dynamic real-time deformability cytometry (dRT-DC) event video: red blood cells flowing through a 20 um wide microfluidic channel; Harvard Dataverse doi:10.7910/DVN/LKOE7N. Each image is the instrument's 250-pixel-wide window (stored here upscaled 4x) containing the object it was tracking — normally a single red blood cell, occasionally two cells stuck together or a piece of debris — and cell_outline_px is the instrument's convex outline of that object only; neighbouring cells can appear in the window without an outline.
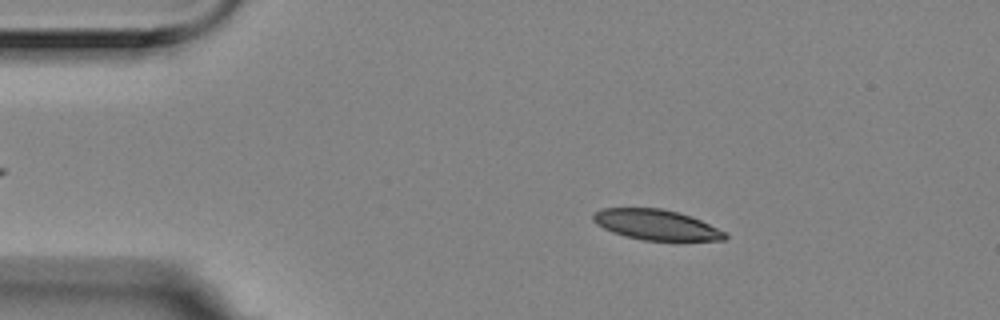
{"species": "Egyptian fruit bat (a non-hibernating species)", "species_latin": "Rousettus aegyptiacus", "temperature_condition": "room temperature", "stored_images_in_passage": 13, "segment_of_instrument_passage": [1, 3], "camera_frame_rate_fps": 3000, "um_per_image_px": 0.085, "animal": {"sex": "female"}, "frame": {"image": 1, "passage_image": 2, "time_ms": 0.333, "image_size_px": [1000, 320], "cell_outline_px": [[728, 236], [724, 240], [644, 240], [624, 236], [612, 232], [596, 224], [592, 220], [592, 216], [600, 208], [660, 208], [676, 212], [700, 220], [724, 232]], "centroid_in_image_um": [55.71, 19.1], "position_along_channel_um": 29.3, "area_um2": 22.95}}